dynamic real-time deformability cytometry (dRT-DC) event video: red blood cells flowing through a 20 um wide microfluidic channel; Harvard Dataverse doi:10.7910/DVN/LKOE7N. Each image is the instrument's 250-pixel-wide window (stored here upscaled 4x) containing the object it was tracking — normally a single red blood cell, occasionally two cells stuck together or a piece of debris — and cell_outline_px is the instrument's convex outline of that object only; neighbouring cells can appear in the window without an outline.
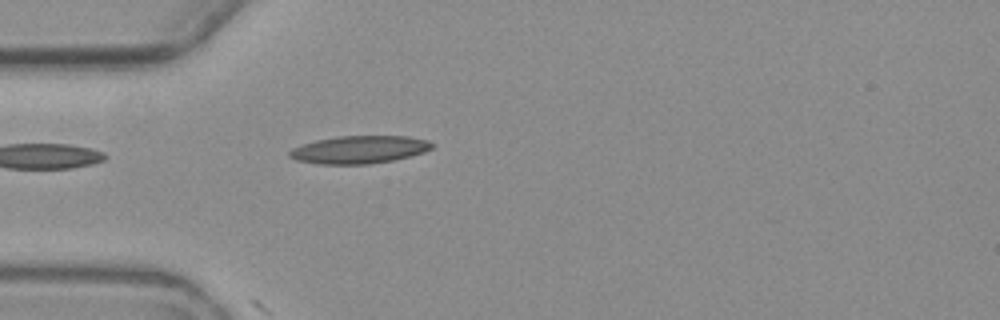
{"species": "common noctule bat (a hibernating species)", "species_latin": "Nyctalus noctula", "temperature_condition": "warm", "stored_images_in_passage": 4, "camera_frame_rate_fps": 3000, "um_per_image_px": 0.085, "animal": {"sex": "female", "body_mass_g": 19.3, "forearm_length_mm": 54.1}, "frame": {"image": 1, "passage_image": 4, "time_ms": 4.667, "image_size_px": [1000, 320], "cell_outline_px": [[436, 144], [432, 148], [424, 152], [392, 160], [368, 164], [320, 164], [296, 160], [288, 156], [288, 152], [292, 148], [316, 140], [336, 136], [408, 136], [428, 140]], "centroid_in_image_um": [30.54, 12.71], "position_along_channel_um": 54.5, "area_um2": 23.0}}